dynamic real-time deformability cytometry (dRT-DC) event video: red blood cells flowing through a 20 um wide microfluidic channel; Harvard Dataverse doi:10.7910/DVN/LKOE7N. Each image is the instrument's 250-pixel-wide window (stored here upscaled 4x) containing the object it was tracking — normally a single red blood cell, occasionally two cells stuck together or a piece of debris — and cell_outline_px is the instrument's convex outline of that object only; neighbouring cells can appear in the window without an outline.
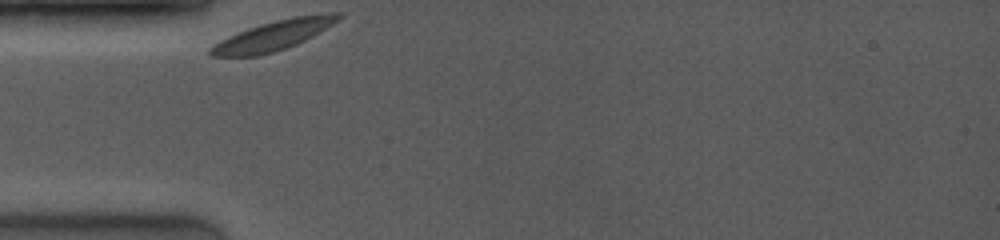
{"species": "common noctule bat (a hibernating species)", "species_latin": "Nyctalus noctula", "temperature_condition": "room temperature", "stored_images_in_passage": 3, "camera_frame_rate_fps": 4000, "um_per_image_px": 0.085, "animal": {"sex": "female", "body_mass_g": 19.0, "forearm_length_mm": 53.3}, "frame": {"image": 1, "passage_image": 1, "time_ms": 0.0, "image_size_px": [1000, 240], "cell_outline_px": [[344, 16], [332, 24], [312, 36], [296, 44], [272, 52], [256, 56], [212, 56], [208, 52], [208, 48], [220, 40], [248, 28], [276, 20], [292, 16], [328, 12], [344, 12]], "centroid_in_image_um": [23.28, 2.99], "position_along_channel_um": 61.7, "area_um2": 21.96}}
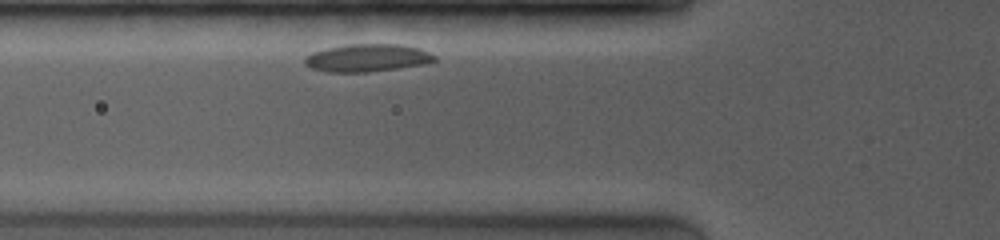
{"frame": {"image": 2, "passage_image": 3, "time_ms": 1.0, "image_size_px": [1000, 240], "cell_outline_px": [[436, 60], [424, 64], [368, 72], [328, 72], [312, 68], [304, 64], [304, 56], [312, 52], [328, 48], [348, 44], [400, 44], [416, 48], [428, 52], [436, 56]], "centroid_in_image_um": [31.18, 4.92], "position_along_channel_um": 94.6, "area_um2": 20.75}}